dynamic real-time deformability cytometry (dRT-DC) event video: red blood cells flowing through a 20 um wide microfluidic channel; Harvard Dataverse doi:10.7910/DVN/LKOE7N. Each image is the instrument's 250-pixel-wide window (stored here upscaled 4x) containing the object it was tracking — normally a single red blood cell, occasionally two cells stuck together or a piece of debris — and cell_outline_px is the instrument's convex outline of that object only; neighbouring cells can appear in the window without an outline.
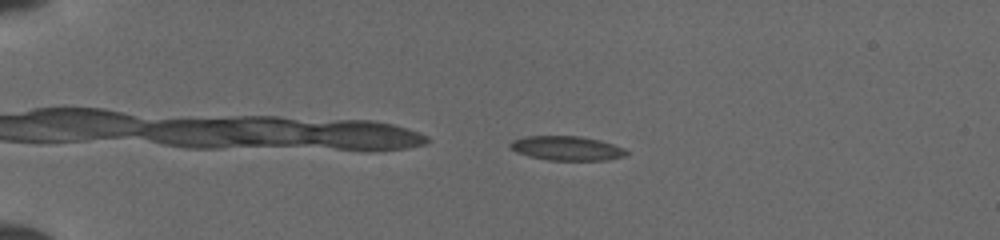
{"species": "common noctule bat (a hibernating species)", "species_latin": "Nyctalus noctula", "temperature_condition": "cold", "stored_images_in_passage": 42, "camera_frame_rate_fps": 3000, "um_per_image_px": 0.085, "animal": {"sex": "female", "body_mass_g": 19.5, "forearm_length_mm": 54.1}, "frame": {"image": 1, "passage_image": 4, "time_ms": 1.0, "image_size_px": [1000, 240], "cell_outline_px": [[628, 152], [624, 156], [608, 160], [548, 160], [528, 156], [516, 152], [508, 144], [512, 140], [524, 136], [580, 136], [600, 140], [624, 148]], "centroid_in_image_um": [48.15, 12.6], "position_along_channel_um": 36.8, "area_um2": 16.47}}
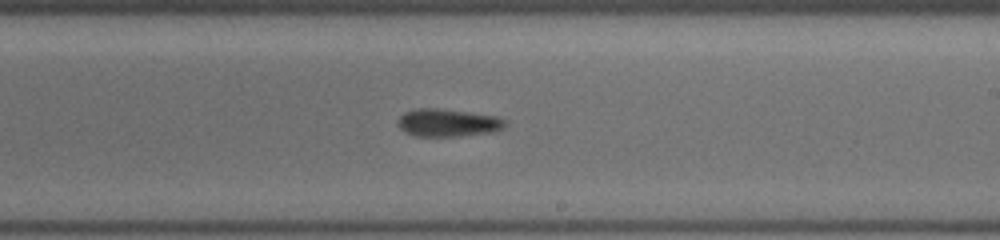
{"frame": {"image": 2, "passage_image": 24, "time_ms": 7.667, "image_size_px": [1000, 240], "cell_outline_px": [[508, 124], [504, 128], [496, 132], [460, 136], [416, 136], [404, 132], [396, 124], [396, 120], [404, 112], [416, 108], [436, 108], [500, 116], [508, 120]], "centroid_in_image_um": [38.11, 10.43], "position_along_channel_um": 250.9, "area_um2": 17.8}}
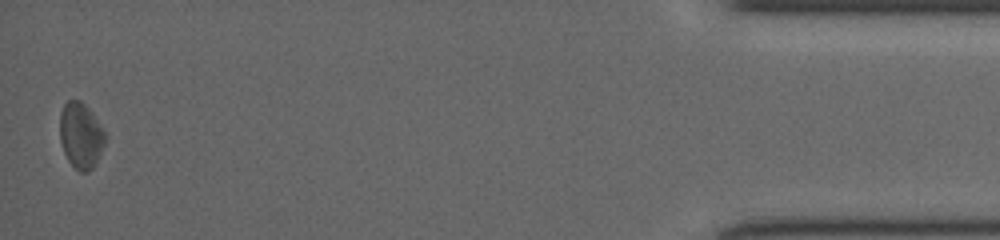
{"frame": {"image": 3, "passage_image": 42, "time_ms": 13.667, "image_size_px": [1000, 240], "cell_outline_px": [[104, 144], [92, 168], [88, 172], [80, 172], [68, 160], [64, 152], [60, 140], [60, 112], [64, 104], [68, 100], [80, 100], [88, 108], [104, 132]], "centroid_in_image_um": [6.83, 11.5], "position_along_channel_um": 428.4, "area_um2": 16.88}}